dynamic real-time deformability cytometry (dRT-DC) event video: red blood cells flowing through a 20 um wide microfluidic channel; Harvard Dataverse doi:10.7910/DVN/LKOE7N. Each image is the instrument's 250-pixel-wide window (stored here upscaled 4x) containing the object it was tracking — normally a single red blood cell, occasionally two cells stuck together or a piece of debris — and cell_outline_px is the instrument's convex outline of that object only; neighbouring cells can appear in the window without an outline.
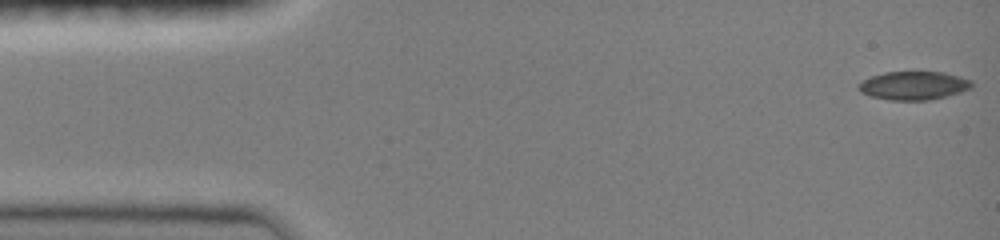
{"species": "common noctule bat (a hibernating species)", "species_latin": "Nyctalus noctula", "temperature_condition": "room temperature", "stored_images_in_passage": 40, "camera_frame_rate_fps": 3000, "um_per_image_px": 0.085, "animal": {"sex": "female", "body_mass_g": 19.0, "forearm_length_mm": 51.5}, "frame": {"image": 1, "passage_image": 1, "time_ms": 0.0, "image_size_px": [1000, 240], "cell_outline_px": [[972, 88], [960, 92], [928, 100], [888, 100], [872, 96], [860, 92], [856, 88], [856, 84], [872, 76], [884, 72], [944, 72], [960, 76], [972, 80]], "centroid_in_image_um": [77.64, 7.27], "position_along_channel_um": 7.4, "area_um2": 18.79}}
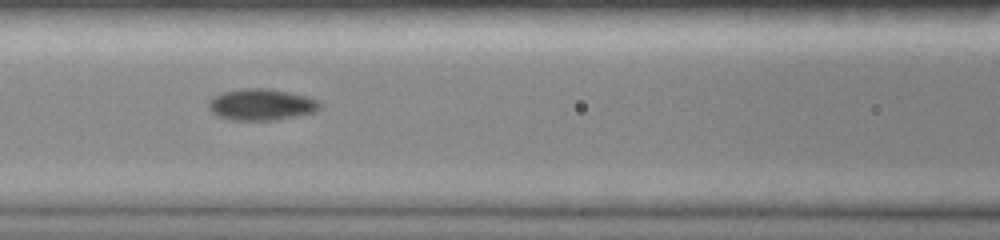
{"frame": {"image": 2, "passage_image": 15, "time_ms": 6.333, "image_size_px": [1000, 240], "cell_outline_px": [[320, 108], [316, 112], [276, 120], [232, 120], [220, 116], [212, 112], [208, 108], [208, 100], [212, 96], [224, 92], [240, 88], [268, 88], [308, 96], [320, 100]], "centroid_in_image_um": [22.22, 8.88], "position_along_channel_um": 144.4, "area_um2": 20.58}}
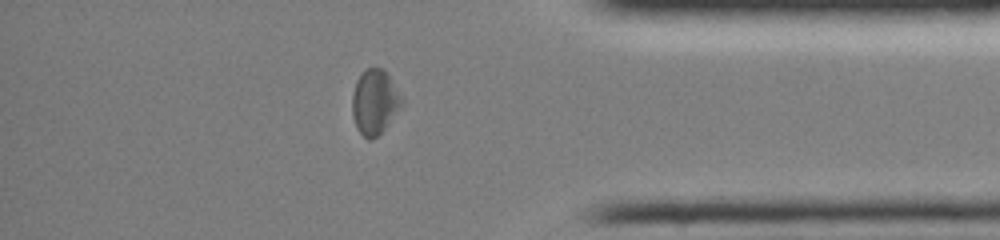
{"frame": {"image": 3, "passage_image": 29, "time_ms": 13.0, "image_size_px": [1000, 240], "cell_outline_px": [[404, 104], [384, 128], [372, 140], [368, 140], [356, 128], [352, 116], [352, 92], [356, 80], [360, 72], [368, 68], [384, 68], [388, 72], [404, 100]], "centroid_in_image_um": [31.85, 8.63], "position_along_channel_um": 403.4, "area_um2": 19.02}, "authors_computed_cell_mechanics": {"area_um2": 19.0162, "velocity_mm_per_s": 4.0348, "shape_relaxation_time_tau1_ms": 7.6678, "shape_relaxation_time_tau2_ms": 2.7195, "deformation_change_tau1": 0.1636, "deformation_change_tau2": 0.0739}}